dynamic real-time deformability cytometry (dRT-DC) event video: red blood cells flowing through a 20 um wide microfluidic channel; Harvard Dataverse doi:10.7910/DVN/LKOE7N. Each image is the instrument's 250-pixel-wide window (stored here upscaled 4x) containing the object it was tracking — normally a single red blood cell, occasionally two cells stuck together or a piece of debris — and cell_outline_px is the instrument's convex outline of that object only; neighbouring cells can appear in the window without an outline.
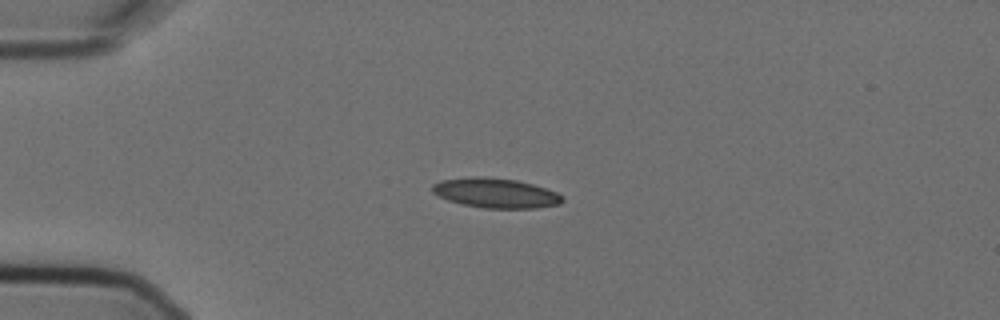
{"species": "Egyptian fruit bat (a non-hibernating species)", "species_latin": "Rousettus aegyptiacus", "temperature_condition": "cold", "stored_images_in_passage": 6, "camera_frame_rate_fps": 3000, "um_per_image_px": 0.085, "animal": {"sex": "female"}, "frame": {"image": 1, "passage_image": 4, "time_ms": 1.0, "image_size_px": [1000, 320], "cell_outline_px": [[564, 200], [560, 204], [536, 208], [484, 208], [464, 204], [448, 200], [432, 192], [432, 184], [440, 180], [472, 176], [484, 176], [516, 180], [532, 184], [556, 192], [564, 196]], "centroid_in_image_um": [42.13, 16.4], "position_along_channel_um": 42.9, "area_um2": 22.54}}
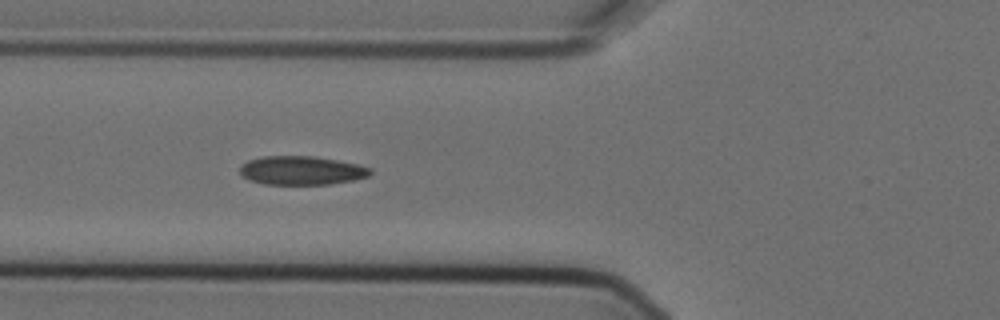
{"frame": {"image": 2, "passage_image": 6, "time_ms": 1.667, "image_size_px": [1000, 320], "cell_outline_px": [[372, 172], [368, 176], [352, 180], [332, 184], [264, 184], [248, 180], [240, 176], [240, 164], [248, 160], [264, 156], [312, 156], [336, 160], [356, 164], [372, 168]], "centroid_in_image_um": [25.58, 14.49], "position_along_channel_um": 100.2, "area_um2": 21.91}}